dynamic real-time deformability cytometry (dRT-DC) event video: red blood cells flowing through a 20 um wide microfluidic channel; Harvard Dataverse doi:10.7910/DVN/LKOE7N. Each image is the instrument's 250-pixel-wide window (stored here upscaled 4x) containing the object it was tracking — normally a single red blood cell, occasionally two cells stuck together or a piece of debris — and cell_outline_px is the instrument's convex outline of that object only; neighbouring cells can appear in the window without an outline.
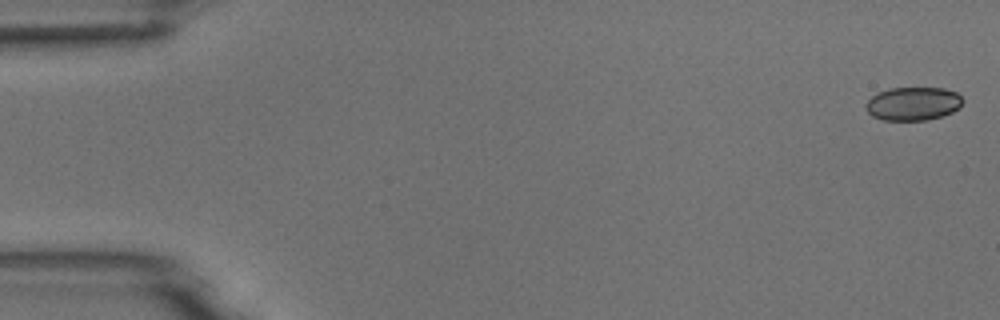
{"species": "common noctule bat (a hibernating species)", "species_latin": "Nyctalus noctula", "temperature_condition": "room temperature", "stored_images_in_passage": 5, "camera_frame_rate_fps": 3000, "um_per_image_px": 0.085, "animal": {"sex": "male", "body_mass_g": 18.8}, "frame": {"image": 1, "passage_image": 1, "time_ms": 0.0, "image_size_px": [1000, 320], "cell_outline_px": [[964, 100], [960, 108], [952, 112], [940, 116], [924, 120], [884, 120], [872, 116], [868, 112], [864, 104], [876, 92], [888, 88], [944, 88], [956, 92]], "centroid_in_image_um": [77.6, 8.8], "position_along_channel_um": 7.4, "area_um2": 18.96}}
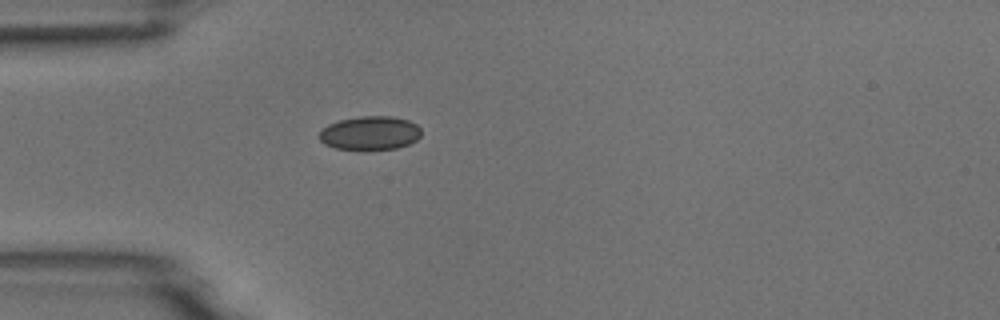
{"frame": {"image": 2, "passage_image": 5, "time_ms": 4.667, "image_size_px": [1000, 320], "cell_outline_px": [[420, 136], [416, 140], [408, 144], [396, 148], [364, 152], [360, 152], [336, 148], [324, 144], [320, 140], [320, 132], [328, 124], [340, 120], [360, 116], [392, 116], [408, 120], [416, 124], [420, 128]], "centroid_in_image_um": [31.44, 11.34], "position_along_channel_um": 53.6, "area_um2": 20.52}}